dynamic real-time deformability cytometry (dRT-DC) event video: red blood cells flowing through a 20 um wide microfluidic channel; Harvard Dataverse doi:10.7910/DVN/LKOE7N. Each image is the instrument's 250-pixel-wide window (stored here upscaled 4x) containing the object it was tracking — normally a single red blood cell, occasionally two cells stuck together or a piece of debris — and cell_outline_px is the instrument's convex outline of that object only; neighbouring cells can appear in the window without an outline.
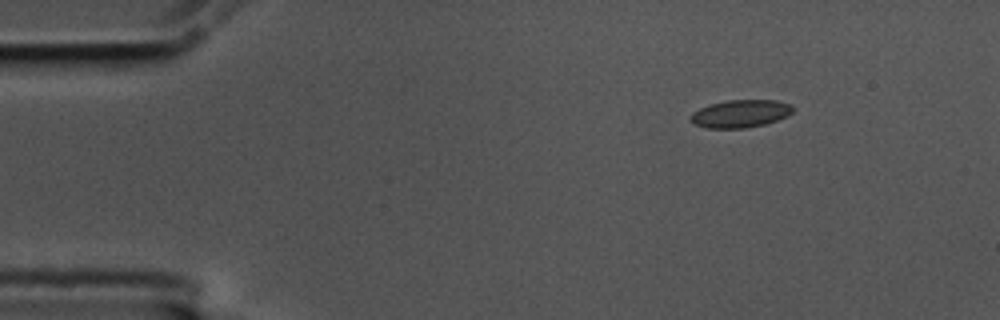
{"species": "common noctule bat (a hibernating species)", "species_latin": "Nyctalus noctula", "temperature_condition": "cold", "stored_images_in_passage": 5, "segment_of_instrument_passage": [2, 2], "camera_frame_rate_fps": 3000, "um_per_image_px": 0.085, "animal": {"sex": "male", "body_mass_g": 17.5, "forearm_length_mm": 52.3}, "frame": {"image": 1, "passage_image": 5, "time_ms": 1.333, "image_size_px": [1000, 320], "cell_outline_px": [[792, 112], [788, 116], [764, 124], [744, 128], [708, 128], [692, 124], [688, 120], [688, 116], [692, 112], [708, 104], [728, 100], [776, 100], [792, 104]], "centroid_in_image_um": [62.88, 9.66], "position_along_channel_um": 22.1, "area_um2": 16.7}}